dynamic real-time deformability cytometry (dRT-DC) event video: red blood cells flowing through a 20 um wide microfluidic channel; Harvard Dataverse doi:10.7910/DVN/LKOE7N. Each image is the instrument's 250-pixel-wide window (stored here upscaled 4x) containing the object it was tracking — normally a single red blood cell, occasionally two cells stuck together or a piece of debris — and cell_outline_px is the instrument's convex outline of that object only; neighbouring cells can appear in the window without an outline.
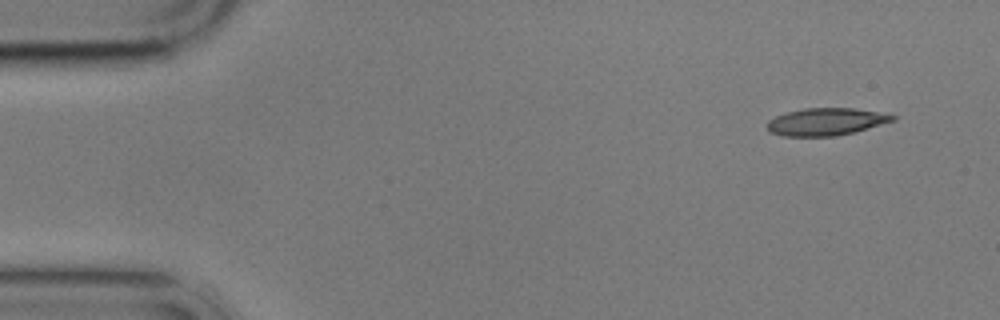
{"species": "common noctule bat (a hibernating species)", "species_latin": "Nyctalus noctula", "temperature_condition": "cold", "stored_images_in_passage": 14, "camera_frame_rate_fps": 3000, "um_per_image_px": 0.085, "animal": {"sex": "male", "body_mass_g": 17.9}, "frame": {"image": 1, "passage_image": 1, "time_ms": 0.0, "image_size_px": [1000, 320], "cell_outline_px": [[896, 120], [852, 132], [836, 136], [780, 136], [768, 132], [768, 120], [776, 116], [788, 112], [804, 108], [852, 108], [876, 112], [896, 116]], "centroid_in_image_um": [70.16, 10.35], "position_along_channel_um": 14.8, "area_um2": 19.77}}
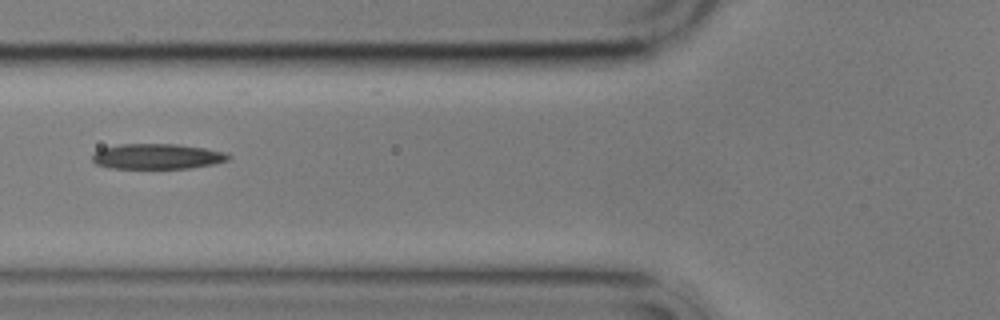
{"frame": {"image": 2, "passage_image": 5, "time_ms": 5.667, "image_size_px": [1000, 320], "cell_outline_px": [[232, 156], [228, 160], [212, 164], [188, 168], [108, 168], [96, 164], [92, 160], [92, 156], [100, 148], [120, 144], [176, 144], [204, 148], [228, 152]], "centroid_in_image_um": [13.36, 13.29], "position_along_channel_um": 112.4, "area_um2": 20.11}}
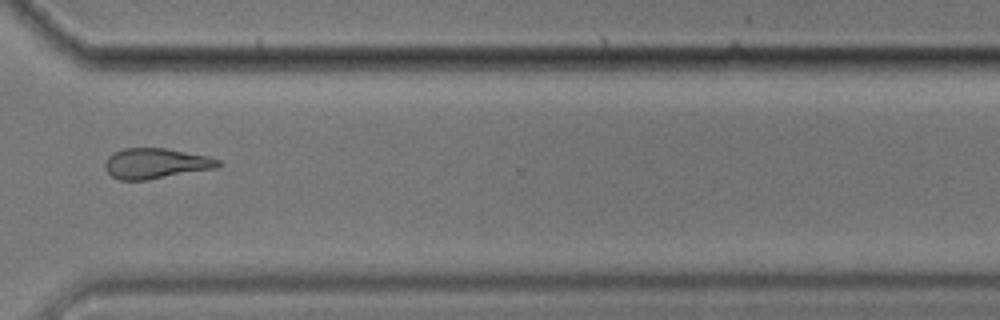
{"frame": {"image": 3, "passage_image": 11, "time_ms": 12.667, "image_size_px": [1000, 320], "cell_outline_px": [[224, 164], [216, 168], [148, 180], [120, 180], [112, 176], [104, 168], [104, 164], [108, 156], [112, 152], [124, 148], [164, 148], [208, 156], [220, 160]], "centroid_in_image_um": [13.24, 13.89], "position_along_channel_um": 357.4, "area_um2": 20.17}, "authors_computed_cell_mechanics": {"area_um2": 20.3167, "velocity_mm_per_s": 3.5023, "shape_relaxation_time_tau1_ms": 2.8967, "shape_relaxation_time_tau2_ms": 4.7238, "deformation_change_tau1": 0.1045, "deformation_change_tau2": 0.1271}}